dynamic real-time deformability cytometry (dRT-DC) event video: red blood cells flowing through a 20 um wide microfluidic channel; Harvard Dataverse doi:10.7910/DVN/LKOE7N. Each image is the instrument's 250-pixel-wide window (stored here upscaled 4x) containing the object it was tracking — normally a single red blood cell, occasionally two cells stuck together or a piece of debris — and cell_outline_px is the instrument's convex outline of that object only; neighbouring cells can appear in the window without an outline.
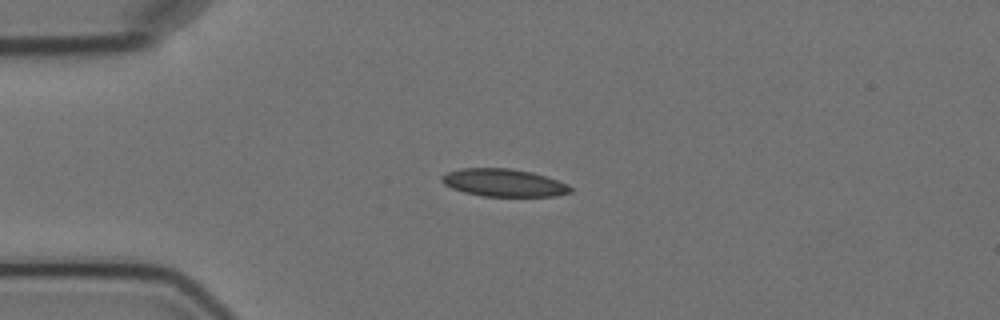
{"species": "Egyptian fruit bat (a non-hibernating species)", "species_latin": "Rousettus aegyptiacus", "temperature_condition": "cold", "stored_images_in_passage": 7, "camera_frame_rate_fps": 3000, "um_per_image_px": 0.085, "animal": {"sex": "female"}, "frame": {"image": 1, "passage_image": 5, "time_ms": 4.333, "image_size_px": [1000, 320], "cell_outline_px": [[572, 192], [556, 196], [480, 196], [464, 192], [452, 188], [444, 184], [440, 180], [440, 176], [448, 172], [460, 168], [508, 168], [532, 172], [568, 184], [572, 188]], "centroid_in_image_um": [42.79, 15.53], "position_along_channel_um": 42.2, "area_um2": 20.75}}
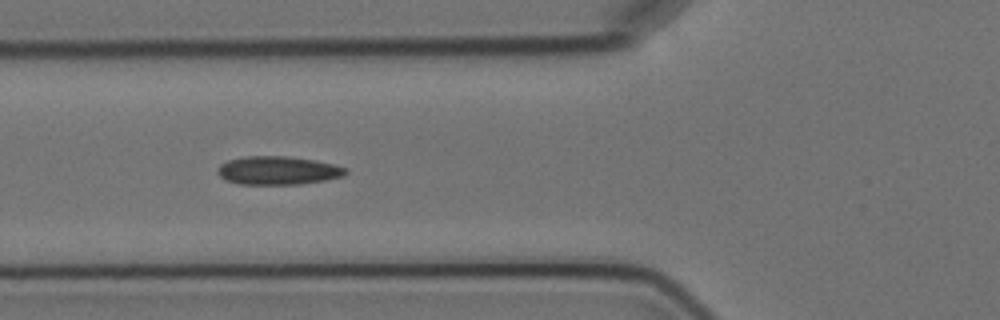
{"frame": {"image": 2, "passage_image": 7, "time_ms": 6.667, "image_size_px": [1000, 320], "cell_outline_px": [[348, 172], [344, 176], [324, 180], [300, 184], [240, 184], [224, 180], [216, 172], [216, 168], [220, 164], [228, 160], [248, 156], [288, 156], [316, 160], [348, 168]], "centroid_in_image_um": [23.61, 14.49], "position_along_channel_um": 102.2, "area_um2": 21.33}}